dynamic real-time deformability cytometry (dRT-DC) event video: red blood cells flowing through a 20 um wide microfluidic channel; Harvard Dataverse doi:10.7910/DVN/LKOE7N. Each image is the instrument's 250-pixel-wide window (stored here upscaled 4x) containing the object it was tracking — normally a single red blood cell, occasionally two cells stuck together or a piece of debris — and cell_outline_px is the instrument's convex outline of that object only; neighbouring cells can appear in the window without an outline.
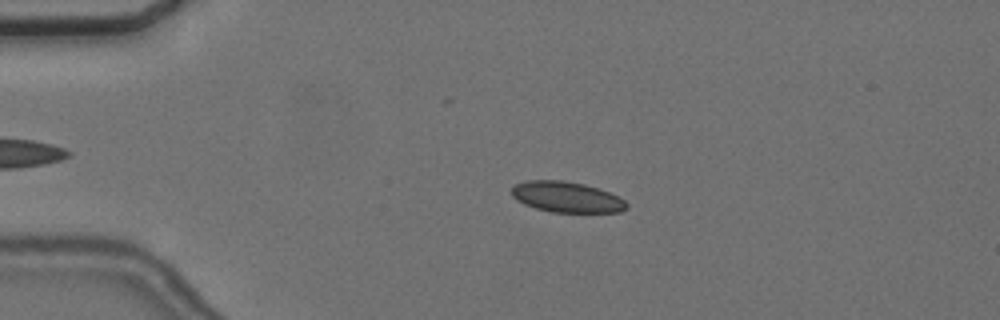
{"species": "common noctule bat (a hibernating species)", "species_latin": "Nyctalus noctula", "temperature_condition": "cold", "stored_images_in_passage": 49, "camera_frame_rate_fps": 3000, "um_per_image_px": 0.085, "animal": {"sex": "female", "body_mass_g": 24.6, "forearm_length_mm": 56.2}, "frame": {"image": 1, "passage_image": 12, "time_ms": 3.667, "image_size_px": [1000, 320], "cell_outline_px": [[628, 208], [620, 212], [552, 212], [536, 208], [524, 204], [516, 200], [512, 196], [512, 188], [516, 184], [528, 180], [560, 180], [584, 184], [608, 192], [624, 200], [628, 204]], "centroid_in_image_um": [48.15, 16.75], "position_along_channel_um": 36.8, "area_um2": 20.4}}
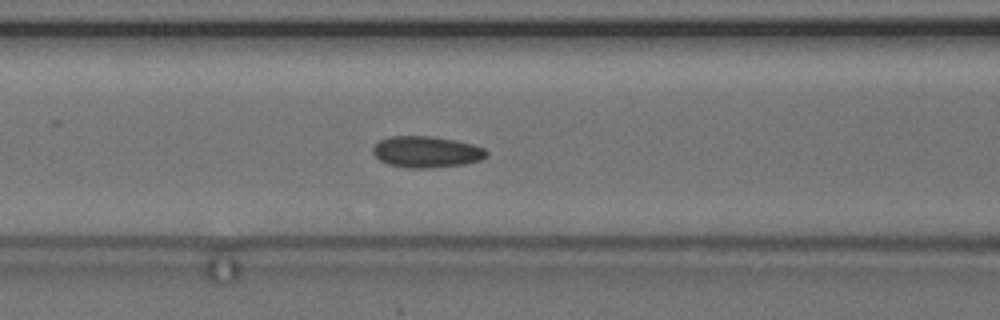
{"frame": {"image": 2, "passage_image": 23, "time_ms": 7.333, "image_size_px": [1000, 320], "cell_outline_px": [[488, 156], [480, 160], [464, 164], [428, 168], [404, 168], [388, 164], [380, 160], [372, 152], [372, 148], [380, 140], [392, 136], [432, 136], [456, 140], [472, 144], [484, 148], [488, 152]], "centroid_in_image_um": [36.26, 12.91], "position_along_channel_um": 130.3, "area_um2": 20.81}}
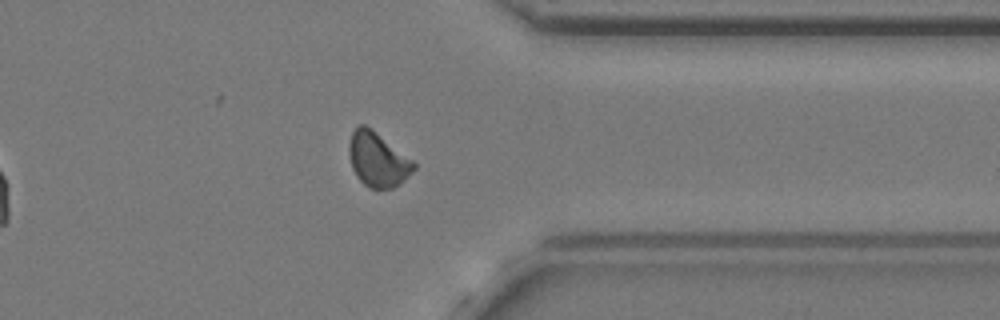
{"frame": {"image": 3, "passage_image": 44, "time_ms": 14.333, "image_size_px": [1000, 320], "cell_outline_px": [[416, 168], [400, 184], [392, 188], [372, 188], [364, 184], [356, 176], [352, 168], [348, 152], [348, 144], [352, 132], [360, 124], [364, 124], [372, 128], [412, 160], [416, 164]], "centroid_in_image_um": [32.09, 13.55], "position_along_channel_um": 379.3, "area_um2": 20.46}, "authors_computed_cell_mechanics": {"area_um2": 20.519, "velocity_mm_per_s": 3.6444, "shape_relaxation_time_tau1_ms": null, "shape_relaxation_time_tau2_ms": 2.219, "deformation_change_tau1": null, "deformation_change_tau2": 0.078}}